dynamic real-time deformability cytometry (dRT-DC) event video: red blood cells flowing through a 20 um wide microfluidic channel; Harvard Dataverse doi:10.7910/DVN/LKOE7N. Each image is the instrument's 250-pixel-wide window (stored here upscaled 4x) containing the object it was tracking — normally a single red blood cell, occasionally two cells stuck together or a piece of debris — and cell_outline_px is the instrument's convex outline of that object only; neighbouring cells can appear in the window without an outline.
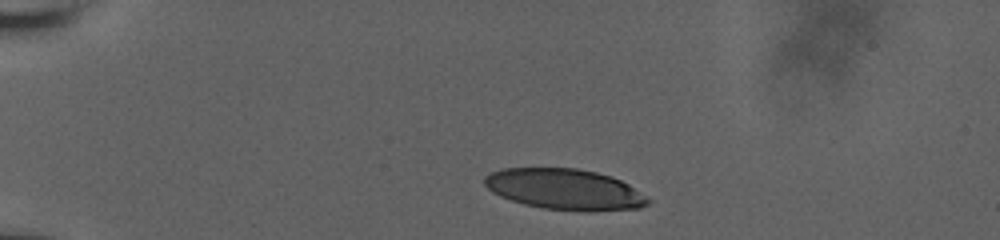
{"species": "human", "species_latin": "Homo sapiens", "temperature_condition": "room temperature", "stored_images_in_passage": 38, "camera_frame_rate_fps": 3000, "um_per_image_px": 0.085, "donor": {"sex": "male"}, "frame": {"image": 1, "passage_image": 1, "time_ms": 0.0, "image_size_px": [1000, 240], "cell_outline_px": [[652, 200], [648, 204], [640, 208], [592, 212], [588, 212], [544, 208], [524, 204], [500, 196], [492, 192], [484, 184], [484, 176], [492, 172], [504, 168], [576, 168], [596, 172], [612, 176], [628, 184], [648, 196]], "centroid_in_image_um": [48.04, 16.1], "position_along_channel_um": 37.0, "area_um2": 39.13}}
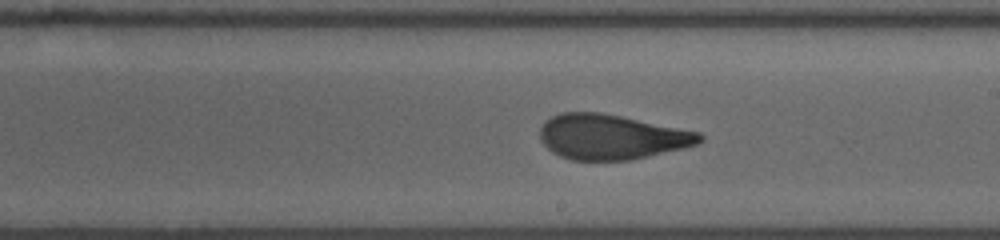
{"frame": {"image": 2, "passage_image": 22, "time_ms": 7.0, "image_size_px": [1000, 240], "cell_outline_px": [[704, 140], [696, 144], [684, 148], [632, 160], [572, 160], [560, 156], [552, 152], [540, 140], [540, 128], [544, 120], [560, 112], [600, 112], [700, 132], [704, 136]], "centroid_in_image_um": [51.96, 11.63], "position_along_channel_um": 237.0, "area_um2": 41.96}}
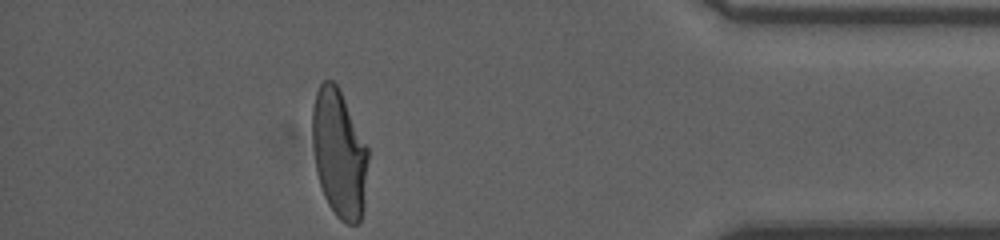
{"frame": {"image": 3, "passage_image": 38, "time_ms": 12.333, "image_size_px": [1000, 240], "cell_outline_px": [[368, 160], [364, 208], [360, 220], [356, 224], [348, 224], [340, 220], [336, 216], [328, 204], [324, 196], [316, 172], [312, 140], [312, 108], [316, 92], [320, 84], [324, 80], [332, 80], [336, 84], [368, 148]], "centroid_in_image_um": [28.82, 13.09], "position_along_channel_um": 406.4, "area_um2": 41.44}, "authors_computed_cell_mechanics": {"area_um2": 42.4541, "velocity_mm_per_s": 3.8269, "shape_relaxation_time_tau1_ms": 5.9344, "shape_relaxation_time_tau2_ms": 1.0952, "deformation_change_tau1": 0.2259, "deformation_change_tau2": 0.0826}}